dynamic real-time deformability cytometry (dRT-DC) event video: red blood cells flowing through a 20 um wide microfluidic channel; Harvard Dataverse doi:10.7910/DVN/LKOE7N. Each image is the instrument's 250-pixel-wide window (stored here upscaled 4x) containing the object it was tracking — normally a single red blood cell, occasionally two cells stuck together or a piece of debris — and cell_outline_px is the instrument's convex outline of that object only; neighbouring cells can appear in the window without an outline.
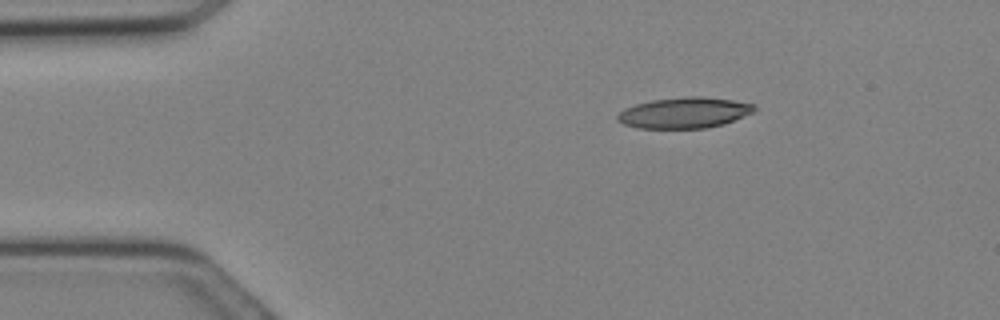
{"species": "Egyptian fruit bat (a non-hibernating species)", "species_latin": "Rousettus aegyptiacus", "temperature_condition": "cold", "stored_images_in_passage": 26, "camera_frame_rate_fps": 3000, "um_per_image_px": 0.085, "animal": {"sex": "female"}, "frame": {"image": 1, "passage_image": 1, "time_ms": 0.0, "image_size_px": [1000, 320], "cell_outline_px": [[756, 108], [752, 112], [724, 124], [704, 128], [636, 128], [624, 124], [616, 120], [616, 116], [624, 108], [636, 104], [652, 100], [684, 96], [700, 96], [732, 100], [756, 104]], "centroid_in_image_um": [58.14, 9.58], "position_along_channel_um": 26.9, "area_um2": 24.57}}
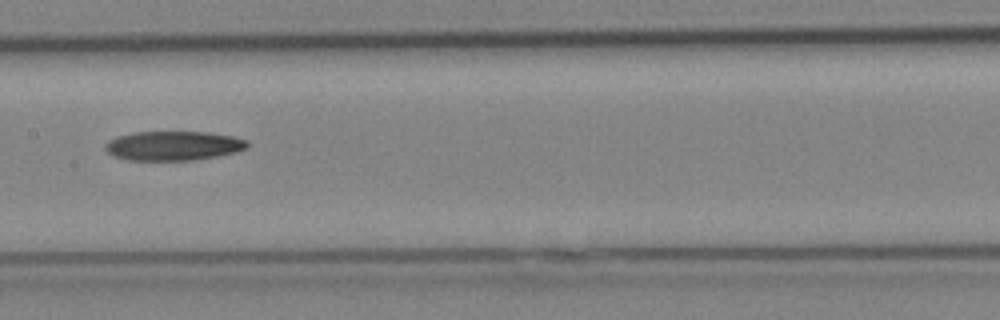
{"frame": {"image": 2, "passage_image": 11, "time_ms": 3.333, "image_size_px": [1000, 320], "cell_outline_px": [[248, 148], [236, 152], [196, 160], [128, 160], [112, 156], [104, 148], [104, 144], [108, 140], [116, 136], [136, 132], [208, 132], [232, 136], [248, 140]], "centroid_in_image_um": [14.72, 12.39], "position_along_channel_um": 192.7, "area_um2": 24.45}}
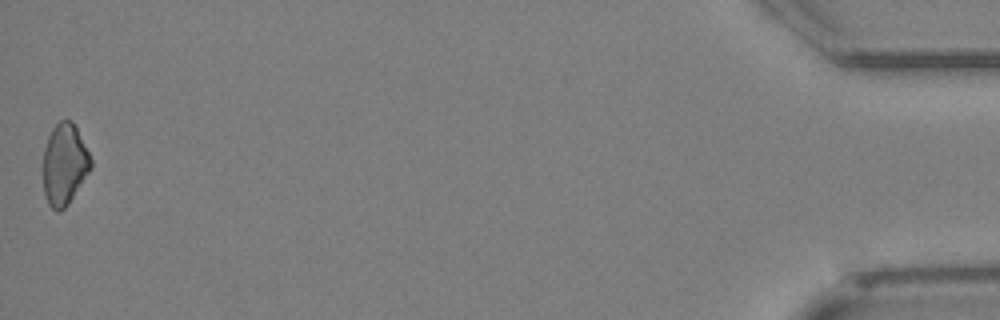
{"frame": {"image": 3, "passage_image": 26, "time_ms": 8.333, "image_size_px": [1000, 320], "cell_outline_px": [[92, 168], [68, 204], [60, 212], [56, 212], [48, 204], [44, 192], [44, 148], [48, 136], [52, 128], [60, 120], [68, 120], [76, 128], [92, 160]], "centroid_in_image_um": [5.48, 14.0], "position_along_channel_um": 429.7, "area_um2": 22.31}}